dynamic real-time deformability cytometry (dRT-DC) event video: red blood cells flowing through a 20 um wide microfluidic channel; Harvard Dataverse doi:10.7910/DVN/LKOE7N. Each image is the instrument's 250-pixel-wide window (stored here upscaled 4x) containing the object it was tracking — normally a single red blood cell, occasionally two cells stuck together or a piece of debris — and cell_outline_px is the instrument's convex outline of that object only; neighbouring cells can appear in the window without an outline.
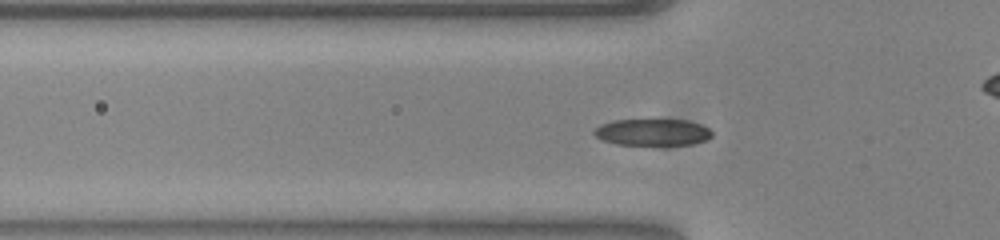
{"species": "common noctule bat (a hibernating species)", "species_latin": "Nyctalus noctula", "temperature_condition": "warm", "stored_images_in_passage": 41, "camera_frame_rate_fps": 3000, "um_per_image_px": 0.085, "animal": {"sex": "female", "body_mass_g": 23.0, "forearm_length_mm": 53.4}, "frame": {"image": 1, "passage_image": 4, "time_ms": 1.0, "image_size_px": [1000, 240], "cell_outline_px": [[712, 136], [708, 140], [692, 144], [616, 144], [600, 140], [592, 132], [600, 124], [612, 120], [684, 120], [700, 124], [708, 128], [712, 132]], "centroid_in_image_um": [55.44, 11.23], "position_along_channel_um": 70.4, "area_um2": 18.21}}
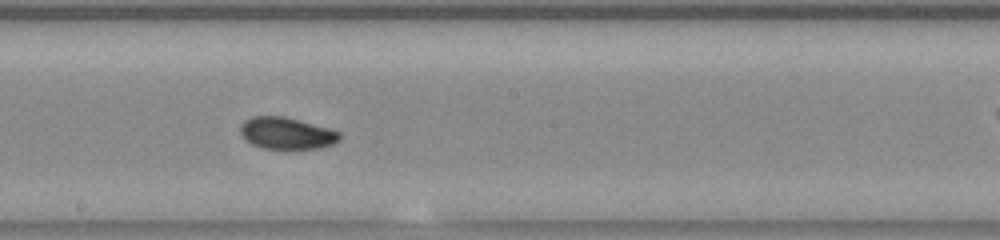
{"frame": {"image": 2, "passage_image": 16, "time_ms": 5.0, "image_size_px": [1000, 240], "cell_outline_px": [[340, 140], [332, 144], [320, 148], [260, 148], [252, 144], [240, 132], [240, 124], [244, 120], [252, 116], [284, 116], [328, 128], [340, 132]], "centroid_in_image_um": [24.35, 11.31], "position_along_channel_um": 223.9, "area_um2": 18.21}}
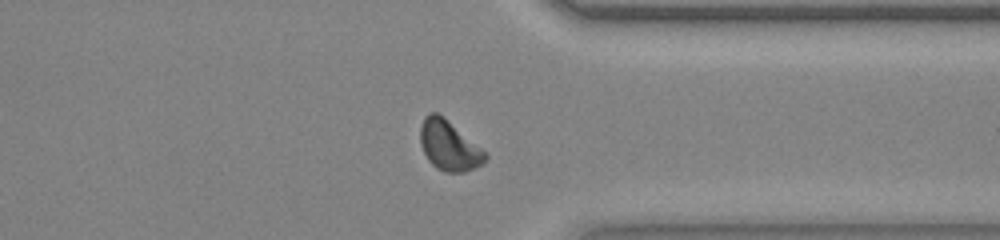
{"frame": {"image": 3, "passage_image": 28, "time_ms": 9.0, "image_size_px": [1000, 240], "cell_outline_px": [[488, 156], [476, 168], [464, 172], [444, 172], [436, 168], [428, 160], [420, 144], [420, 128], [424, 116], [428, 112], [436, 112], [444, 116], [480, 148]], "centroid_in_image_um": [38.11, 12.36], "position_along_channel_um": 373.3, "area_um2": 18.73}, "authors_computed_cell_mechanics": {"area_um2": 18.2648, "velocity_mm_per_s": 3.8319, "shape_relaxation_time_tau1_ms": 4.0465, "shape_relaxation_time_tau2_ms": 2.393, "deformation_change_tau1": 0.1378, "deformation_change_tau2": 0.0547}}